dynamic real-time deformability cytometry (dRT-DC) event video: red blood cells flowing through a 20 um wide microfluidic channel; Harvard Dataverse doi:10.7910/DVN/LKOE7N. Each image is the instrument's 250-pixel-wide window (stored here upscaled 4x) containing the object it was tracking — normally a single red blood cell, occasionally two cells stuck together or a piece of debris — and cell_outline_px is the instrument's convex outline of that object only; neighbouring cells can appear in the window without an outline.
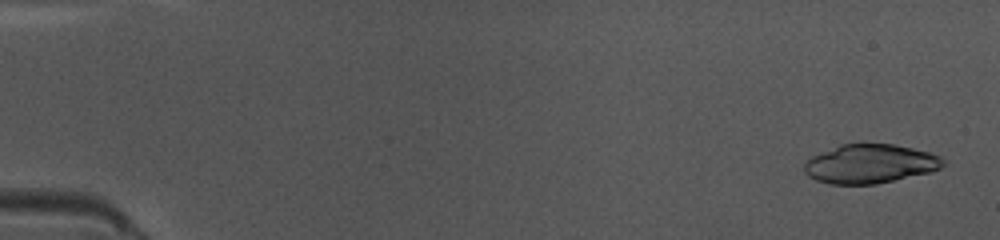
{"species": "common noctule bat (a hibernating species)", "species_latin": "Nyctalus noctula", "temperature_condition": "warm", "stored_images_in_passage": 48, "camera_frame_rate_fps": 3000, "um_per_image_px": 0.085, "animal": {"sex": "female", "body_mass_g": 10.0, "forearm_length_mm": 53.1}, "frame": {"image": 1, "passage_image": 2, "time_ms": 0.333, "image_size_px": [1000, 240], "cell_outline_px": [[944, 164], [940, 168], [932, 172], [876, 184], [828, 184], [816, 180], [808, 176], [804, 172], [804, 164], [812, 156], [840, 144], [896, 144], [928, 152], [940, 156], [944, 160]], "centroid_in_image_um": [73.95, 13.93], "position_along_channel_um": 11.0, "area_um2": 31.56}}